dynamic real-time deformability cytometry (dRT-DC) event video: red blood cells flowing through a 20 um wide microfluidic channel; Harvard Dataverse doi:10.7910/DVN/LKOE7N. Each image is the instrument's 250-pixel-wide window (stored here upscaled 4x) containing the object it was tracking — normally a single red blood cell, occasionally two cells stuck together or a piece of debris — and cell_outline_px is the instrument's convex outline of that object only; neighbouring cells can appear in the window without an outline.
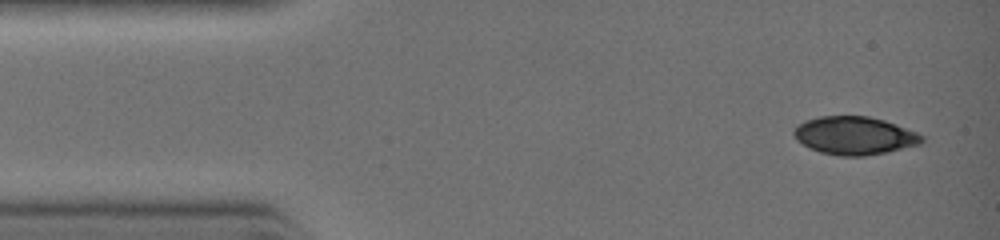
{"species": "common noctule bat (a hibernating species)", "species_latin": "Nyctalus noctula", "temperature_condition": "warm", "stored_images_in_passage": 4, "camera_frame_rate_fps": 3000, "um_per_image_px": 0.085, "animal": {"sex": "female", "body_mass_g": 19.0, "forearm_length_mm": 51.5}, "frame": {"image": 1, "passage_image": 1, "time_ms": 0.0, "image_size_px": [1000, 240], "cell_outline_px": [[924, 140], [920, 144], [888, 152], [864, 156], [840, 156], [820, 152], [808, 148], [796, 140], [792, 132], [800, 124], [808, 120], [820, 116], [868, 116], [884, 120], [916, 132], [924, 136]], "centroid_in_image_um": [72.63, 11.54], "position_along_channel_um": 12.4, "area_um2": 28.32}}
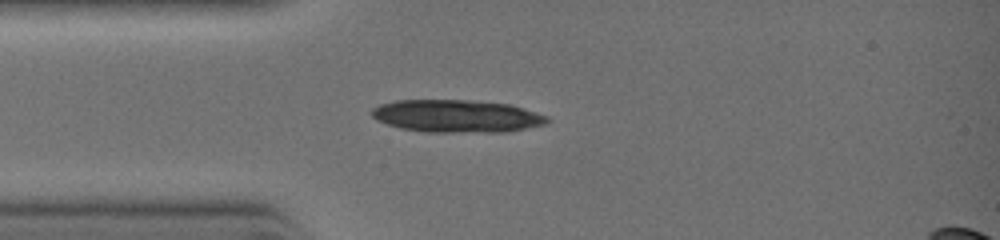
{"frame": {"image": 2, "passage_image": 4, "time_ms": 2.0, "image_size_px": [1000, 240], "cell_outline_px": [[552, 120], [548, 124], [508, 132], [424, 132], [400, 128], [376, 120], [368, 112], [372, 108], [380, 104], [396, 100], [468, 100], [508, 104], [536, 112], [548, 116]], "centroid_in_image_um": [38.83, 9.87], "position_along_channel_um": 46.2, "area_um2": 33.64}}